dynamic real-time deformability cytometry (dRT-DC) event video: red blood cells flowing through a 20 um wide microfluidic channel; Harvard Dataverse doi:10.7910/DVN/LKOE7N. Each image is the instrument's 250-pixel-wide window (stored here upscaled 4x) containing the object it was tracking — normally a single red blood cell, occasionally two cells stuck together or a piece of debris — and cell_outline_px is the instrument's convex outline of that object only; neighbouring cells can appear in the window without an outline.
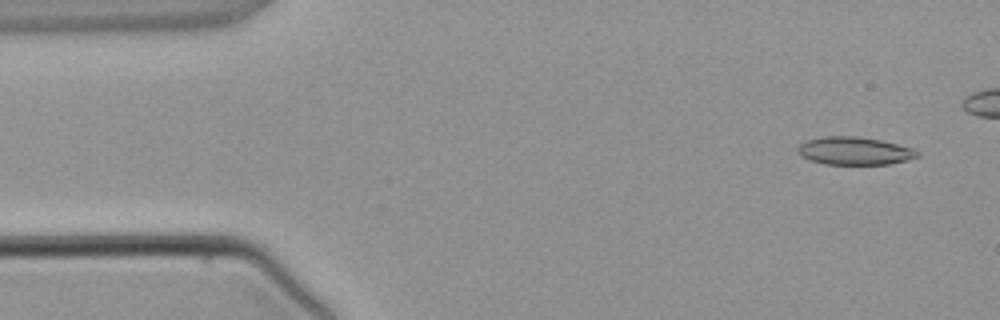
{"species": "common noctule bat (a hibernating species)", "species_latin": "Nyctalus noctula", "temperature_condition": "warm", "stored_images_in_passage": 4, "camera_frame_rate_fps": 3000, "um_per_image_px": 0.085, "animal": {"sex": "male", "body_mass_g": 21.5, "forearm_length_mm": 52.0}, "frame": {"image": 1, "passage_image": 1, "time_ms": 0.0, "image_size_px": [1000, 320], "cell_outline_px": [[920, 156], [908, 160], [888, 164], [824, 164], [800, 156], [800, 144], [804, 140], [824, 136], [856, 136], [880, 140], [912, 148], [920, 152]], "centroid_in_image_um": [72.65, 12.82], "position_along_channel_um": 12.3, "area_um2": 19.31}}